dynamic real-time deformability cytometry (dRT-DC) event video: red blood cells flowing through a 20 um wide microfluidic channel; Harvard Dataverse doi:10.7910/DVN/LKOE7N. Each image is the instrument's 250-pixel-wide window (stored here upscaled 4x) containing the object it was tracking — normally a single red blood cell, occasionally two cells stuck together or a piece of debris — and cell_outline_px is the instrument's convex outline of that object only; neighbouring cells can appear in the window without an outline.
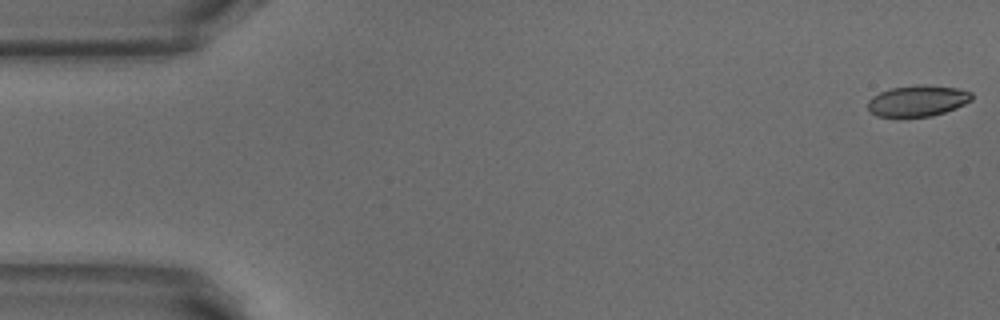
{"species": "common noctule bat (a hibernating species)", "species_latin": "Nyctalus noctula", "temperature_condition": "warm", "stored_images_in_passage": 31, "camera_frame_rate_fps": 3000, "um_per_image_px": 0.085, "animal": {"sex": "male", "body_mass_g": 18.8}, "frame": {"image": 1, "passage_image": 1, "time_ms": 0.0, "image_size_px": [1000, 320], "cell_outline_px": [[972, 100], [956, 108], [932, 116], [900, 120], [876, 116], [868, 108], [868, 100], [872, 96], [888, 88], [916, 84], [924, 84], [956, 88], [972, 92]], "centroid_in_image_um": [77.94, 8.6], "position_along_channel_um": 7.1, "area_um2": 19.65}}
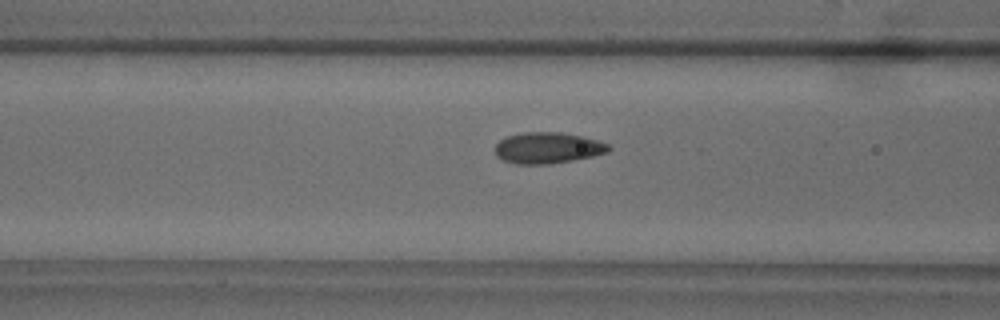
{"frame": {"image": 2, "passage_image": 20, "time_ms": 6.333, "image_size_px": [1000, 320], "cell_outline_px": [[612, 148], [608, 152], [592, 156], [572, 160], [548, 164], [516, 164], [504, 160], [496, 156], [496, 144], [500, 140], [508, 136], [524, 132], [560, 132], [584, 136], [608, 144]], "centroid_in_image_um": [46.57, 12.56], "position_along_channel_um": 120.0, "area_um2": 20.52}}
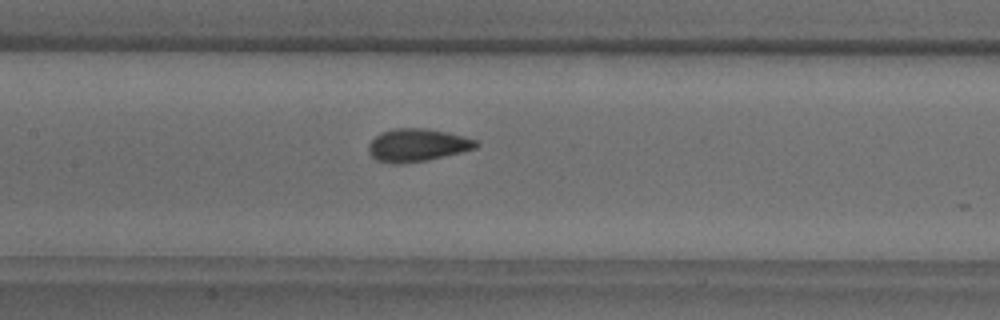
{"frame": {"image": 3, "passage_image": 24, "time_ms": 7.667, "image_size_px": [1000, 320], "cell_outline_px": [[480, 144], [476, 148], [428, 160], [400, 164], [392, 164], [376, 160], [368, 152], [368, 144], [380, 132], [392, 128], [424, 128], [444, 132], [476, 140]], "centroid_in_image_um": [35.41, 12.34], "position_along_channel_um": 172.0, "area_um2": 20.46}}